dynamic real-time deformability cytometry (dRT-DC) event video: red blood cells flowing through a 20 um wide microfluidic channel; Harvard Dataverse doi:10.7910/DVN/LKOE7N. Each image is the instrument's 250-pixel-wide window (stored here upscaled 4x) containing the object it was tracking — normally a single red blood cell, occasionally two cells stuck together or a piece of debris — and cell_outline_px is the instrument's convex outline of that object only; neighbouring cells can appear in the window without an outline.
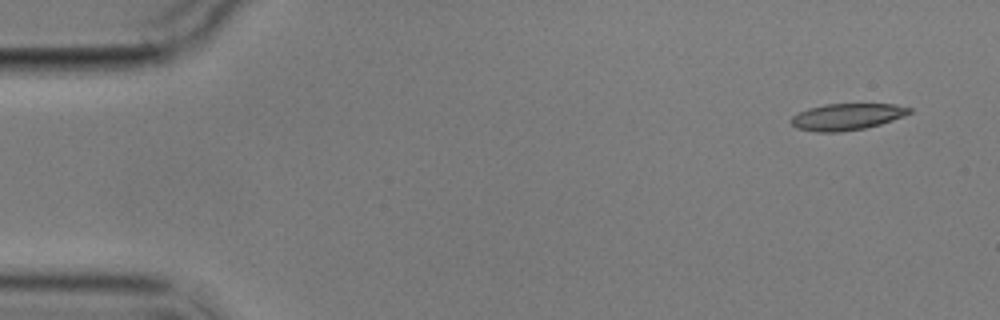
{"species": "common noctule bat (a hibernating species)", "species_latin": "Nyctalus noctula", "temperature_condition": "cold", "stored_images_in_passage": 7, "camera_frame_rate_fps": 3000, "um_per_image_px": 0.085, "animal": {"sex": "male", "body_mass_g": 17.9}, "frame": {"image": 1, "passage_image": 1, "time_ms": 0.0, "image_size_px": [1000, 320], "cell_outline_px": [[912, 112], [904, 116], [880, 124], [864, 128], [840, 132], [816, 132], [796, 128], [788, 120], [792, 116], [808, 108], [824, 104], [896, 104], [912, 108]], "centroid_in_image_um": [71.97, 9.92], "position_along_channel_um": 13.0, "area_um2": 18.38}}
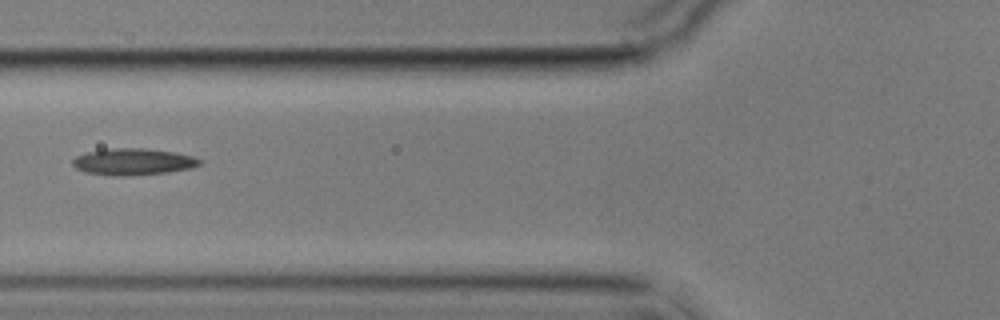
{"frame": {"image": 2, "passage_image": 6, "time_ms": 6.0, "image_size_px": [1000, 320], "cell_outline_px": [[200, 164], [192, 168], [168, 172], [84, 172], [76, 168], [72, 164], [72, 160], [76, 156], [88, 152], [104, 148], [144, 148], [176, 152], [192, 156], [200, 160]], "centroid_in_image_um": [11.35, 13.67], "position_along_channel_um": 114.5, "area_um2": 18.44}}
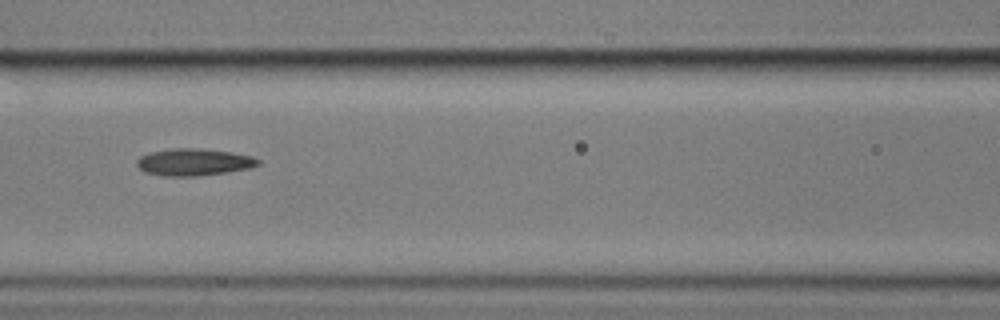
{"frame": {"image": 3, "passage_image": 7, "time_ms": 7.0, "image_size_px": [1000, 320], "cell_outline_px": [[260, 164], [252, 168], [196, 176], [164, 176], [144, 172], [136, 164], [136, 160], [140, 156], [148, 152], [172, 148], [200, 148], [232, 152], [252, 156], [260, 160]], "centroid_in_image_um": [16.46, 13.77], "position_along_channel_um": 150.1, "area_um2": 19.25}}